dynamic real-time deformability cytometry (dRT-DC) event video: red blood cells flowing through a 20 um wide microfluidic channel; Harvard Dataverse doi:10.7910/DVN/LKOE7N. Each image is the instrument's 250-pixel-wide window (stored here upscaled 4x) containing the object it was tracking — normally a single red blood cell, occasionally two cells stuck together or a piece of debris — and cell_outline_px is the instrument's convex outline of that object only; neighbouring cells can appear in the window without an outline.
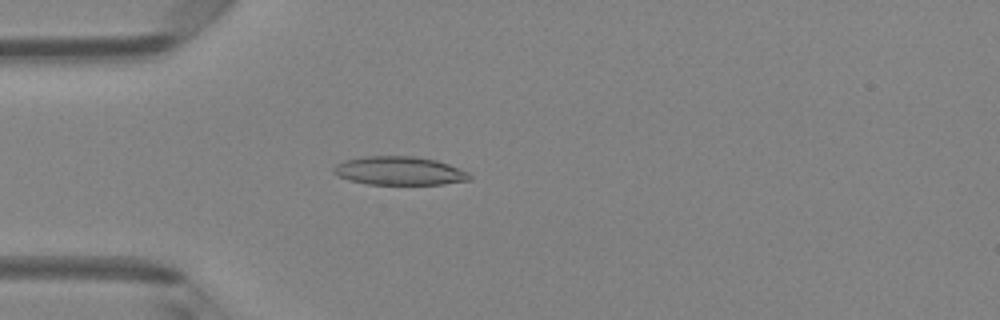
{"species": "Egyptian fruit bat (a non-hibernating species)", "species_latin": "Rousettus aegyptiacus", "temperature_condition": "room temperature", "stored_images_in_passage": 40, "camera_frame_rate_fps": 3000, "um_per_image_px": 0.085, "animal": {"sex": "female"}, "frame": {"image": 1, "passage_image": 5, "time_ms": 1.333, "image_size_px": [1000, 320], "cell_outline_px": [[472, 176], [468, 180], [444, 184], [368, 184], [348, 180], [336, 176], [332, 172], [332, 168], [336, 164], [344, 160], [364, 156], [412, 156], [436, 160], [448, 164], [468, 172]], "centroid_in_image_um": [33.89, 14.52], "position_along_channel_um": 51.1, "area_um2": 22.66}}
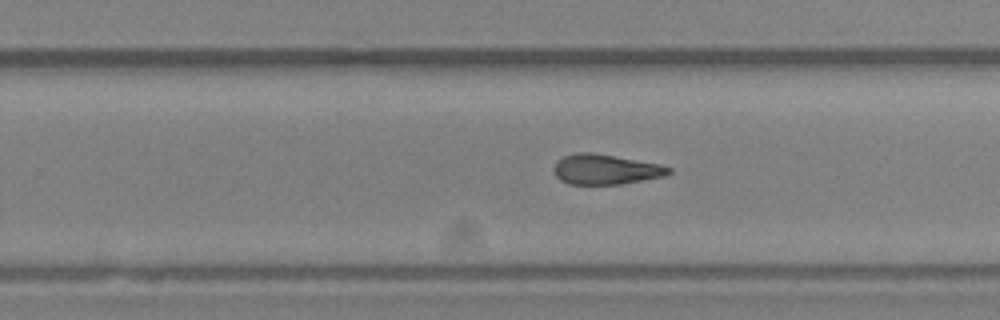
{"frame": {"image": 2, "passage_image": 22, "time_ms": 7.0, "image_size_px": [1000, 320], "cell_outline_px": [[672, 172], [664, 176], [620, 184], [568, 184], [560, 180], [556, 176], [552, 168], [556, 160], [564, 156], [576, 152], [592, 152], [660, 164], [672, 168]], "centroid_in_image_um": [51.43, 14.39], "position_along_channel_um": 278.4, "area_um2": 20.23}}
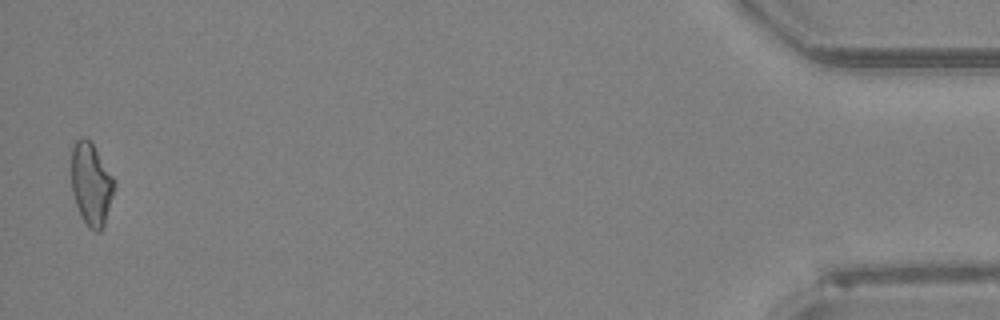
{"frame": {"image": 3, "passage_image": 39, "time_ms": 12.667, "image_size_px": [1000, 320], "cell_outline_px": [[116, 184], [104, 224], [100, 232], [96, 232], [88, 228], [80, 216], [72, 192], [72, 148], [76, 140], [80, 136], [84, 136], [92, 144], [116, 180]], "centroid_in_image_um": [7.75, 15.67], "position_along_channel_um": 427.4, "area_um2": 20.63}, "authors_computed_cell_mechanics": {"area_um2": 20.808, "velocity_mm_per_s": 4.2138, "shape_relaxation_time_tau1_ms": 10.4675, "shape_relaxation_time_tau2_ms": 3.0139, "deformation_change_tau1": 0.2708, "deformation_change_tau2": 0.1288}}